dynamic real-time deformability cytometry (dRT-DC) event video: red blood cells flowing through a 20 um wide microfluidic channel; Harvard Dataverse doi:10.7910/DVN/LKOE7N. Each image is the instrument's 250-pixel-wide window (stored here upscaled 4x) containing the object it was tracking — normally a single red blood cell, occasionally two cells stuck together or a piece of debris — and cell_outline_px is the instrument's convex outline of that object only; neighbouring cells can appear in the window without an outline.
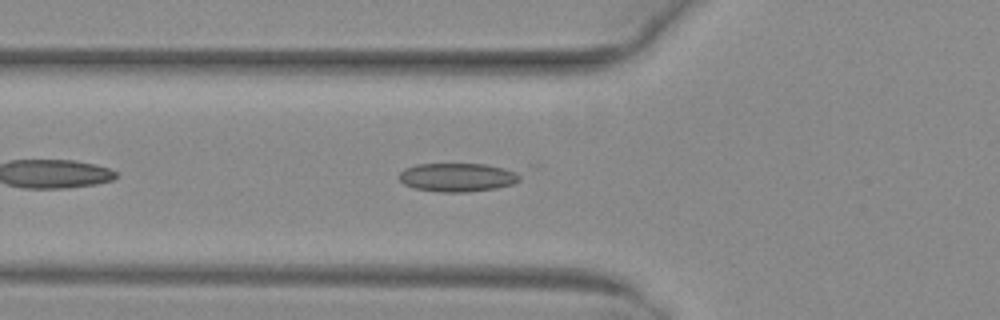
{"species": "common noctule bat (a hibernating species)", "species_latin": "Nyctalus noctula", "temperature_condition": "warm", "stored_images_in_passage": 31, "camera_frame_rate_fps": 3000, "um_per_image_px": 0.085, "animal": {"sex": "female", "body_mass_g": 29.2, "forearm_length_mm": 56.3}, "frame": {"image": 1, "passage_image": 2, "time_ms": 0.333, "image_size_px": [1000, 320], "cell_outline_px": [[520, 180], [512, 184], [496, 188], [468, 192], [440, 192], [412, 188], [404, 184], [400, 180], [400, 172], [404, 168], [416, 164], [484, 164], [516, 172], [520, 176]], "centroid_in_image_um": [38.83, 15.08], "position_along_channel_um": 87.0, "area_um2": 20.0}}
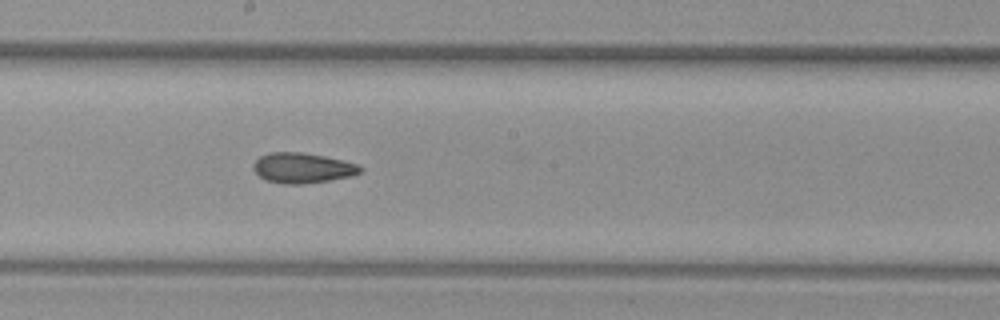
{"frame": {"image": 2, "passage_image": 12, "time_ms": 3.667, "image_size_px": [1000, 320], "cell_outline_px": [[364, 168], [360, 172], [352, 176], [332, 180], [304, 184], [284, 184], [264, 180], [252, 168], [252, 164], [260, 156], [272, 152], [300, 152], [324, 156], [344, 160], [356, 164]], "centroid_in_image_um": [25.71, 14.28], "position_along_channel_um": 222.5, "area_um2": 18.96}}
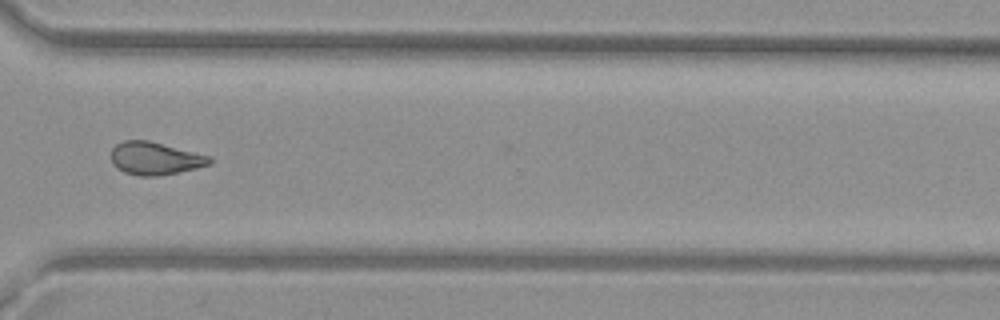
{"frame": {"image": 3, "passage_image": 22, "time_ms": 7.0, "image_size_px": [1000, 320], "cell_outline_px": [[212, 164], [196, 168], [160, 176], [140, 176], [124, 172], [116, 168], [112, 164], [112, 148], [116, 144], [124, 140], [148, 140], [208, 156], [212, 160]], "centroid_in_image_um": [13.14, 13.47], "position_along_channel_um": 357.5, "area_um2": 18.67}, "authors_computed_cell_mechanics": {"area_um2": 18.6116, "velocity_mm_per_s": 4.0458, "shape_relaxation_time_tau1_ms": null, "shape_relaxation_time_tau2_ms": 6.7123, "deformation_change_tau1": null, "deformation_change_tau2": 0.1233}}